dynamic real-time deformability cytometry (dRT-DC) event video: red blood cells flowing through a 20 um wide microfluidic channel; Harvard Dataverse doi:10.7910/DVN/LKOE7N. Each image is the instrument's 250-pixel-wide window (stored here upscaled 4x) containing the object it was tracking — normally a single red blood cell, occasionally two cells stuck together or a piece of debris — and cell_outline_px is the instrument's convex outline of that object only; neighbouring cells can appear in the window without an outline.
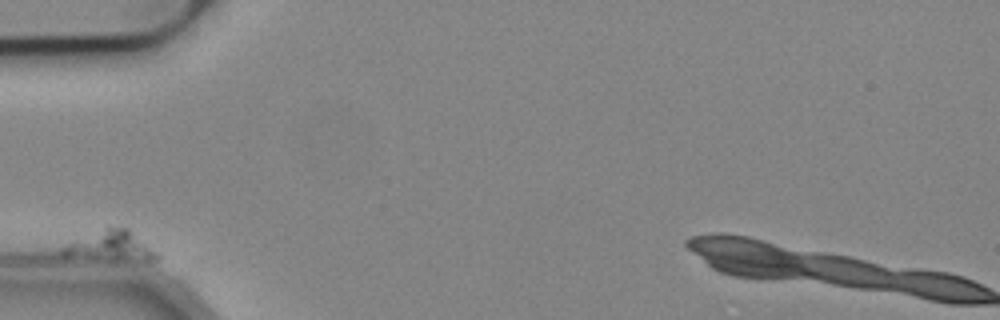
{"species": "common noctule bat (a hibernating species)", "species_latin": "Nyctalus noctula", "temperature_condition": "cold", "stored_images_in_passage": 9, "camera_frame_rate_fps": 3000, "um_per_image_px": 0.085, "animal": {"sex": "male", "body_mass_g": 19.2, "forearm_length_mm": 51.8}, "frame": {"image": 1, "passage_image": 1, "time_ms": 0.0, "image_size_px": [1000, 320], "cell_outline_px": [[160, 256], [156, 260], [112, 260], [56, 256], [60, 248], [108, 224], [128, 228], [156, 252]], "centroid_in_image_um": [9.33, 20.9], "position_along_channel_um": 75.7, "area_um2": 16.82}}